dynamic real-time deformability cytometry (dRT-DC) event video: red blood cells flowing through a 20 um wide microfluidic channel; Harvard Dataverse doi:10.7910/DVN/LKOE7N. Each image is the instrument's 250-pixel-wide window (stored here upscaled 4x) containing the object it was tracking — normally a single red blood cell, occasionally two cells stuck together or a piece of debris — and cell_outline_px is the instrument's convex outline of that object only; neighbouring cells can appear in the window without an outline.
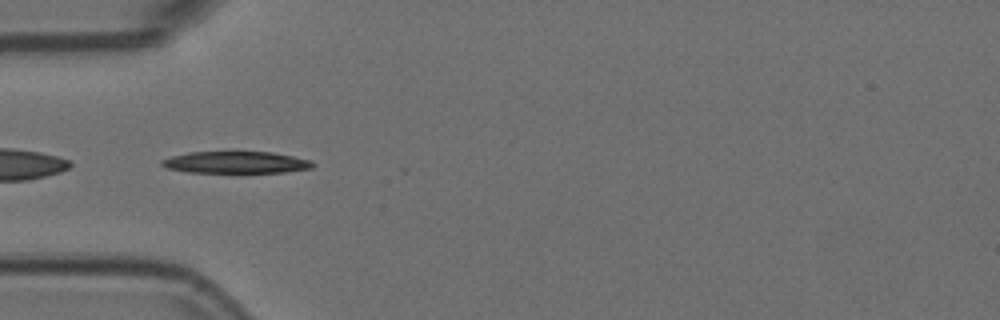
{"species": "Egyptian fruit bat (a non-hibernating species)", "species_latin": "Rousettus aegyptiacus", "temperature_condition": "room temperature", "stored_images_in_passage": 20, "camera_frame_rate_fps": 3000, "um_per_image_px": 0.085, "animal": {"sex": "female"}, "frame": {"image": 1, "passage_image": 16, "time_ms": 5.0, "image_size_px": [1000, 320], "cell_outline_px": [[316, 164], [312, 168], [284, 172], [188, 172], [168, 168], [160, 164], [160, 160], [172, 156], [188, 152], [272, 152], [312, 160]], "centroid_in_image_um": [20.07, 13.8], "position_along_channel_um": 64.9, "area_um2": 19.13}}
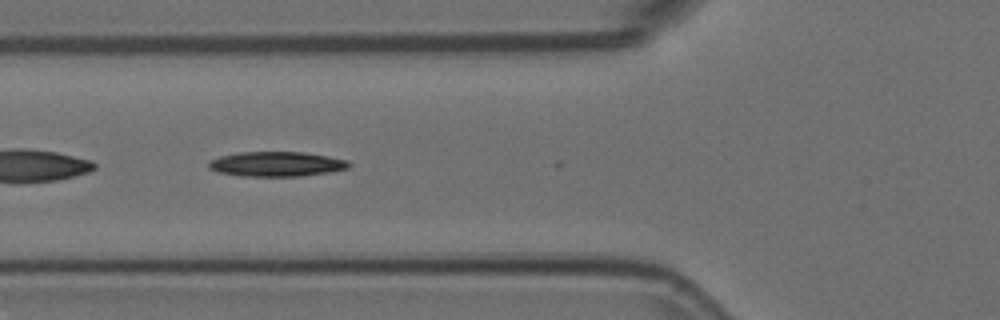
{"frame": {"image": 2, "passage_image": 19, "time_ms": 6.0, "image_size_px": [1000, 320], "cell_outline_px": [[352, 164], [348, 168], [328, 172], [300, 176], [240, 176], [220, 172], [208, 168], [208, 164], [212, 160], [220, 156], [240, 152], [304, 152], [328, 156], [348, 160]], "centroid_in_image_um": [23.53, 13.94], "position_along_channel_um": 102.3, "area_um2": 20.17}}